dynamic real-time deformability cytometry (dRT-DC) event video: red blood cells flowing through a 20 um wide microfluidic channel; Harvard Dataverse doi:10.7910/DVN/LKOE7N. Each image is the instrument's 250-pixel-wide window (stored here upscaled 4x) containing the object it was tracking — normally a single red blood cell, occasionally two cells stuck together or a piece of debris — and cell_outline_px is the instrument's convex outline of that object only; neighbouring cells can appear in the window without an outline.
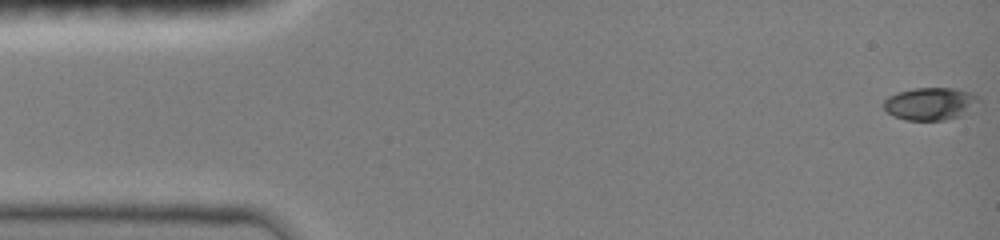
{"species": "common noctule bat (a hibernating species)", "species_latin": "Nyctalus noctula", "temperature_condition": "room temperature", "stored_images_in_passage": 48, "camera_frame_rate_fps": 3000, "um_per_image_px": 0.085, "animal": {"sex": "female", "body_mass_g": 19.0, "forearm_length_mm": 51.5}, "frame": {"image": 1, "passage_image": 1, "time_ms": 0.0, "image_size_px": [1000, 240], "cell_outline_px": [[980, 100], [964, 116], [944, 120], [904, 120], [892, 116], [884, 108], [884, 100], [888, 96], [896, 92], [912, 88], [952, 88], [968, 92], [980, 96]], "centroid_in_image_um": [79.07, 8.82], "position_along_channel_um": 5.9, "area_um2": 18.26}}
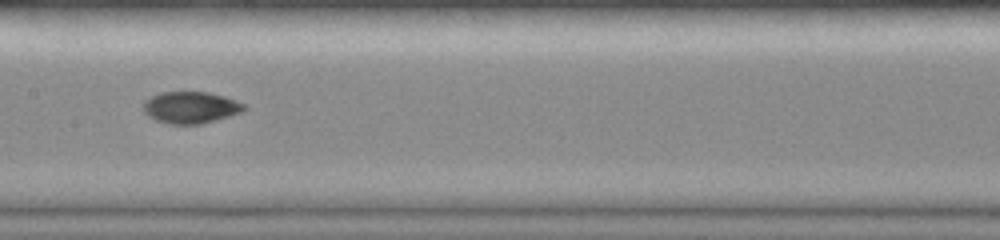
{"frame": {"image": 2, "passage_image": 24, "time_ms": 7.667, "image_size_px": [1000, 240], "cell_outline_px": [[248, 108], [240, 112], [216, 120], [200, 124], [168, 124], [156, 120], [148, 116], [144, 112], [144, 100], [160, 92], [208, 92], [224, 96], [236, 100], [244, 104]], "centroid_in_image_um": [16.2, 9.13], "position_along_channel_um": 191.2, "area_um2": 18.61}}
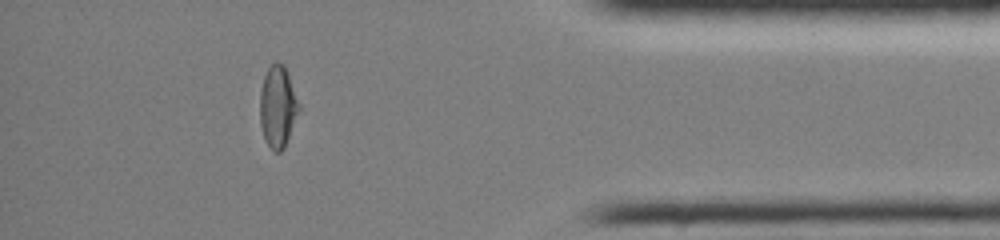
{"frame": {"image": 3, "passage_image": 42, "time_ms": 13.667, "image_size_px": [1000, 240], "cell_outline_px": [[300, 108], [284, 148], [280, 152], [276, 152], [264, 140], [260, 124], [260, 92], [264, 76], [268, 68], [276, 60], [284, 64], [288, 72], [300, 104]], "centroid_in_image_um": [23.61, 9.03], "position_along_channel_um": 411.6, "area_um2": 18.61}, "authors_computed_cell_mechanics": {"area_um2": 18.496, "velocity_mm_per_s": 4.074, "shape_relaxation_time_tau1_ms": 8.6136, "shape_relaxation_time_tau2_ms": 1.9898, "deformation_change_tau1": 0.279, "deformation_change_tau2": 0.0486}}